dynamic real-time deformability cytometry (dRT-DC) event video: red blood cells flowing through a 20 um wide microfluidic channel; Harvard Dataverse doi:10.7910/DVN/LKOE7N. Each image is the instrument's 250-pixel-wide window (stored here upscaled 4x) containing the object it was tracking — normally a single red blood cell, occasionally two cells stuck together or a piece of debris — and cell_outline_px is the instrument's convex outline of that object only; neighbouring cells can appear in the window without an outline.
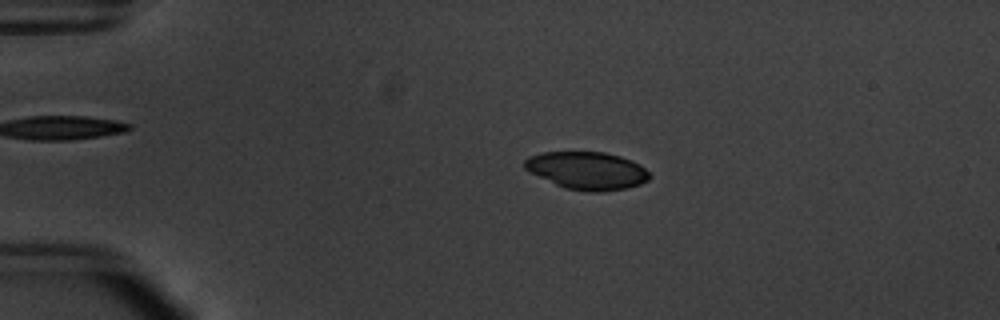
{"species": "common noctule bat (a hibernating species)", "species_latin": "Nyctalus noctula", "temperature_condition": "warm", "stored_images_in_passage": 54, "camera_frame_rate_fps": 3000, "um_per_image_px": 0.085, "animal": {"sex": "male", "body_mass_g": 20.1, "forearm_length_mm": 53.5}, "frame": {"image": 1, "passage_image": 12, "time_ms": 3.667, "image_size_px": [1000, 320], "cell_outline_px": [[652, 176], [648, 180], [640, 184], [628, 188], [600, 192], [588, 192], [564, 188], [524, 168], [524, 160], [528, 156], [540, 152], [604, 152], [620, 156], [632, 160], [640, 164]], "centroid_in_image_um": [49.93, 14.5], "position_along_channel_um": 35.1, "area_um2": 27.46}}
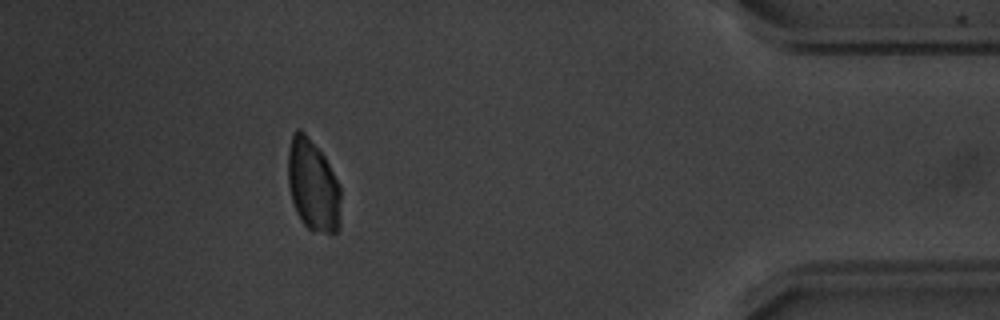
{"frame": {"image": 2, "passage_image": 49, "time_ms": 16.0, "image_size_px": [1000, 320], "cell_outline_px": [[340, 228], [336, 232], [312, 232], [300, 220], [296, 212], [292, 200], [288, 184], [288, 148], [292, 132], [296, 128], [300, 128], [304, 132], [324, 156], [340, 184]], "centroid_in_image_um": [26.59, 15.75], "position_along_channel_um": 408.6, "area_um2": 28.5}, "authors_computed_cell_mechanics": {"area_um2": 29.3335, "velocity_mm_per_s": 3.7975, "shape_relaxation_time_tau1_ms": 2.9589, "shape_relaxation_time_tau2_ms": null, "deformation_change_tau1": 0.0998, "deformation_change_tau2": null}}